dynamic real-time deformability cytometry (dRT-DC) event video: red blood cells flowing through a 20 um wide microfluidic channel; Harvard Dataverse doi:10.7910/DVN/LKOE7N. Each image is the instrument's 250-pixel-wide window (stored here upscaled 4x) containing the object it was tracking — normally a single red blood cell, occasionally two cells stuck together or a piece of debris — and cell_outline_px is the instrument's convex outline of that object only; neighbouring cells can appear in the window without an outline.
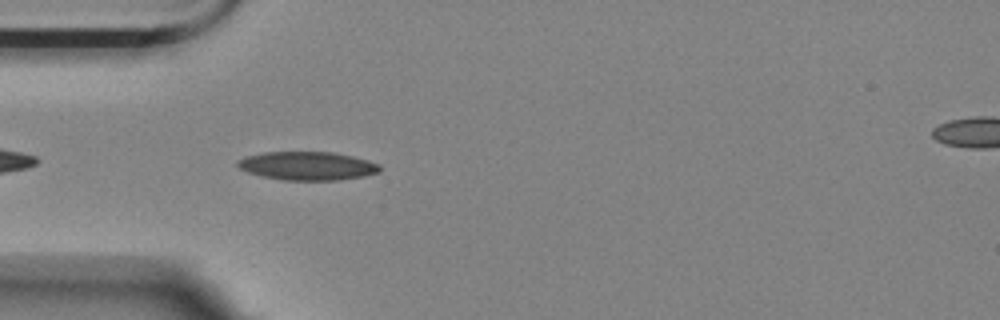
{"species": "Egyptian fruit bat (a non-hibernating species)", "species_latin": "Rousettus aegyptiacus", "temperature_condition": "room temperature", "stored_images_in_passage": 35, "camera_frame_rate_fps": 3000, "um_per_image_px": 0.085, "animal": {"sex": "female"}, "frame": {"image": 1, "passage_image": 3, "time_ms": 0.667, "image_size_px": [1000, 320], "cell_outline_px": [[380, 172], [364, 176], [336, 180], [284, 180], [260, 176], [248, 172], [240, 168], [236, 164], [236, 160], [244, 156], [264, 152], [332, 152], [352, 156], [368, 160], [380, 164]], "centroid_in_image_um": [26.11, 14.09], "position_along_channel_um": 58.9, "area_um2": 23.7}}
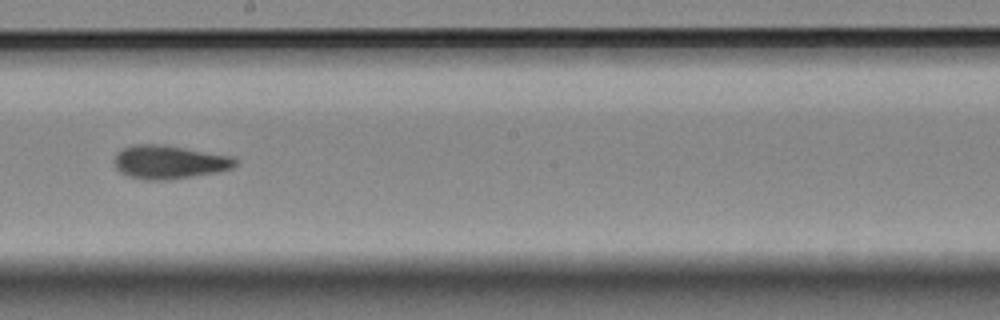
{"frame": {"image": 2, "passage_image": 18, "time_ms": 5.667, "image_size_px": [1000, 320], "cell_outline_px": [[236, 164], [232, 168], [216, 172], [168, 180], [144, 180], [128, 176], [120, 172], [116, 168], [112, 160], [116, 152], [124, 148], [136, 144], [160, 144], [232, 156], [236, 160]], "centroid_in_image_um": [14.32, 13.78], "position_along_channel_um": 233.9, "area_um2": 23.58}}
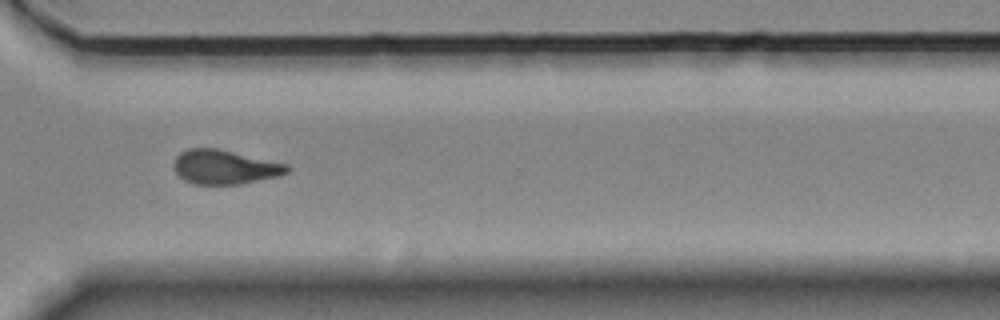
{"frame": {"image": 3, "passage_image": 28, "time_ms": 9.0, "image_size_px": [1000, 320], "cell_outline_px": [[292, 168], [288, 172], [280, 176], [240, 184], [196, 184], [184, 180], [172, 168], [176, 156], [180, 152], [188, 148], [216, 148], [288, 164]], "centroid_in_image_um": [19.11, 14.2], "position_along_channel_um": 351.5, "area_um2": 22.66}, "authors_computed_cell_mechanics": {"area_um2": 23.1778, "velocity_mm_per_s": 3.5301, "shape_relaxation_time_tau1_ms": 6.0474, "shape_relaxation_time_tau2_ms": 2.7727, "deformation_change_tau1": 0.1561, "deformation_change_tau2": 0.0872}}